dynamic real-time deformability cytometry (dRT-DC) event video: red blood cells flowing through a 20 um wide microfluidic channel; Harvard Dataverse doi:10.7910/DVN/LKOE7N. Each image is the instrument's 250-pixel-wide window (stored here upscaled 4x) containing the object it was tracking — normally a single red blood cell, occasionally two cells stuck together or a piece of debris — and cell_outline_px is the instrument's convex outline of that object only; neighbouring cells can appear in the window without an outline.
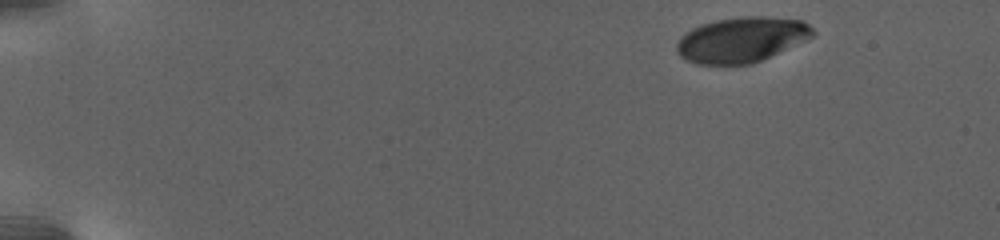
{"species": "human", "species_latin": "Homo sapiens", "temperature_condition": "warm", "stored_images_in_passage": 34, "camera_frame_rate_fps": 3000, "um_per_image_px": 0.085, "donor": {"sex": "female"}, "frame": {"image": 1, "passage_image": 1, "time_ms": 0.0, "image_size_px": [1000, 240], "cell_outline_px": [[816, 32], [808, 40], [752, 64], [696, 64], [680, 56], [676, 52], [676, 44], [680, 36], [692, 28], [716, 20], [744, 16], [764, 16], [800, 20], [808, 24]], "centroid_in_image_um": [63.04, 3.37], "position_along_channel_um": 22.0, "area_um2": 35.89}}
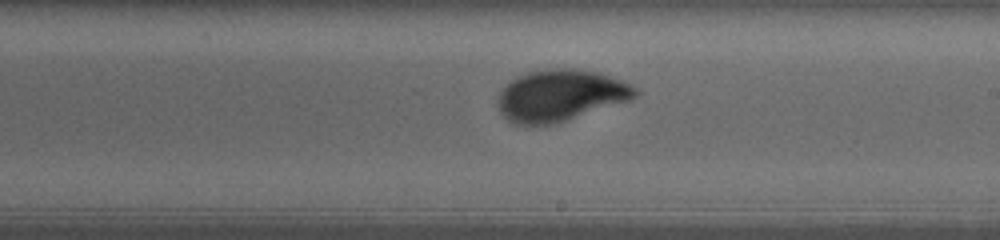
{"frame": {"image": 2, "passage_image": 20, "time_ms": 13.0, "image_size_px": [1000, 240], "cell_outline_px": [[640, 92], [636, 96], [628, 100], [552, 124], [512, 124], [500, 112], [500, 92], [516, 76], [528, 72], [544, 68], [576, 68], [600, 72], [624, 80], [632, 84]], "centroid_in_image_um": [47.67, 8.07], "position_along_channel_um": 241.3, "area_um2": 40.86}}
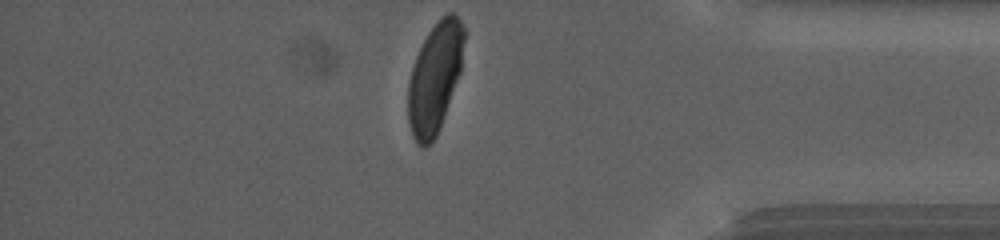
{"frame": {"image": 3, "passage_image": 34, "time_ms": 19.667, "image_size_px": [1000, 240], "cell_outline_px": [[464, 40], [460, 72], [436, 136], [424, 148], [416, 144], [412, 136], [408, 120], [408, 84], [412, 68], [416, 56], [428, 32], [440, 16], [448, 12], [452, 12], [460, 20], [464, 28]], "centroid_in_image_um": [36.94, 6.59], "position_along_channel_um": 398.3, "area_um2": 35.49}, "authors_computed_cell_mechanics": {"area_um2": 39.6508, "velocity_mm_per_s": 2.6697, "shape_relaxation_time_tau1_ms": 3.5454, "shape_relaxation_time_tau2_ms": null, "deformation_change_tau1": 0.1519, "deformation_change_tau2": null}}